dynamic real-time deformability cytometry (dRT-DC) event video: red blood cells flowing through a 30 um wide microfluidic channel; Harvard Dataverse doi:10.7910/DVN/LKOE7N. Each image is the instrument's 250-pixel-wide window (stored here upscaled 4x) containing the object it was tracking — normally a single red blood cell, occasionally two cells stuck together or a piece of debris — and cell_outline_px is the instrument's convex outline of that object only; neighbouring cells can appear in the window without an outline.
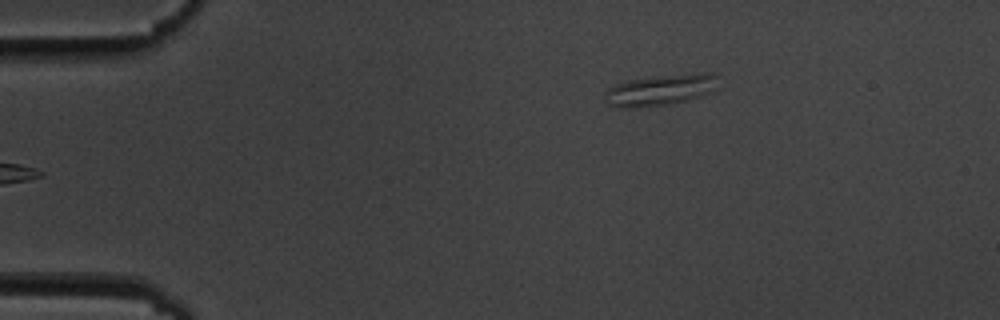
{"species": "common noctule bat (a hibernating species)", "species_latin": "Nyctalus noctula", "temperature_condition": "cold", "stored_images_in_passage": 6, "camera_frame_rate_fps": 3000, "um_per_image_px": 0.085, "animal": {"sex": "male", "body_mass_g": 19.5, "forearm_length_mm": 54.6}, "frame": {"image": 1, "passage_image": 6, "time_ms": 6.333, "image_size_px": [1000, 320], "cell_outline_px": [[716, 88], [712, 92], [688, 100], [668, 104], [636, 108], [624, 108], [608, 104], [604, 92], [608, 88], [616, 84], [628, 80], [664, 76], [704, 72], [716, 72]], "centroid_in_image_um": [56.15, 7.65], "position_along_channel_um": 28.8, "area_um2": 20.35}}